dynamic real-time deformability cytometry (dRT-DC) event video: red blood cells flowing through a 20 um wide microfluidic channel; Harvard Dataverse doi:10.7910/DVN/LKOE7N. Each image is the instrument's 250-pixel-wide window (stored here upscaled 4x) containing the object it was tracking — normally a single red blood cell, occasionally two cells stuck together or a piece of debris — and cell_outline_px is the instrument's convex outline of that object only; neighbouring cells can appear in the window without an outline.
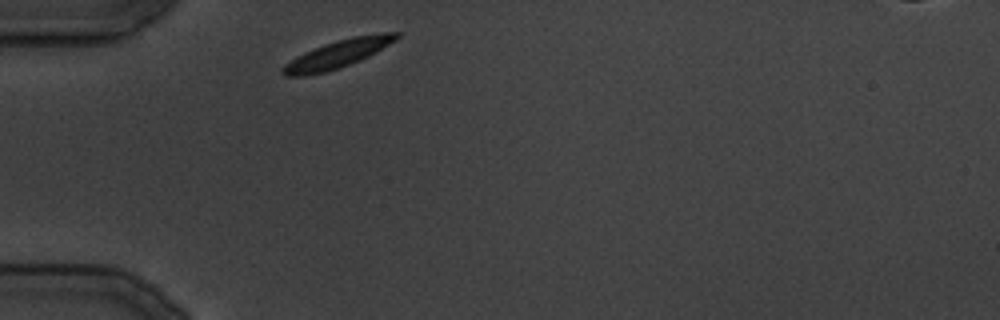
{"species": "common noctule bat (a hibernating species)", "species_latin": "Nyctalus noctula", "temperature_condition": "cold", "stored_images_in_passage": 21, "camera_frame_rate_fps": 3000, "um_per_image_px": 0.085, "animal": {"sex": "male", "body_mass_g": 19.5, "forearm_length_mm": 54.6}, "frame": {"image": 1, "passage_image": 1, "time_ms": 0.0, "image_size_px": [1000, 320], "cell_outline_px": [[400, 36], [396, 40], [368, 56], [348, 64], [324, 72], [304, 76], [284, 76], [280, 72], [284, 64], [324, 44], [336, 40], [352, 36], [384, 32], [400, 32]], "centroid_in_image_um": [28.73, 4.57], "position_along_channel_um": 56.3, "area_um2": 17.92}}
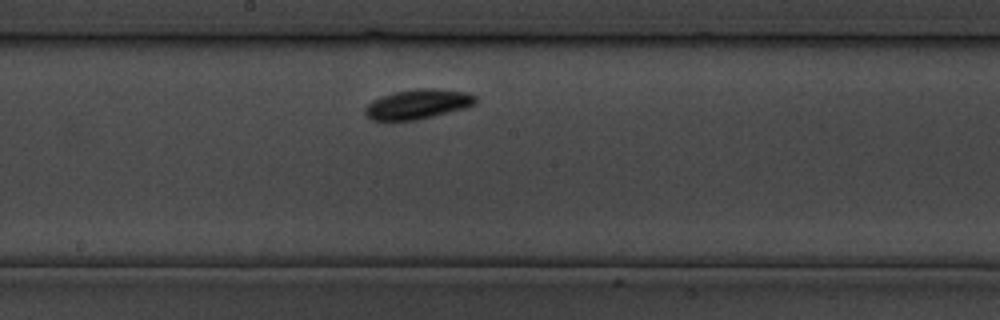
{"frame": {"image": 2, "passage_image": 10, "time_ms": 11.333, "image_size_px": [1000, 320], "cell_outline_px": [[476, 104], [464, 108], [420, 120], [372, 120], [364, 112], [364, 108], [372, 100], [380, 96], [396, 92], [420, 88], [432, 88], [468, 92], [476, 96]], "centroid_in_image_um": [35.53, 8.85], "position_along_channel_um": 212.7, "area_um2": 19.13}}
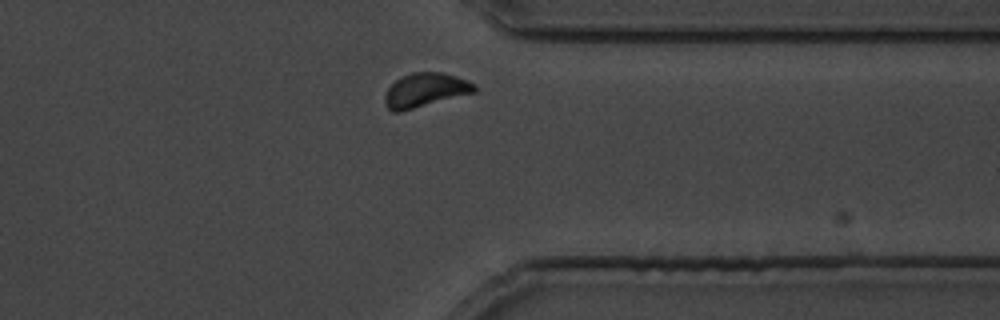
{"frame": {"image": 3, "passage_image": 19, "time_ms": 22.333, "image_size_px": [1000, 320], "cell_outline_px": [[476, 92], [400, 112], [392, 112], [388, 108], [384, 100], [384, 96], [388, 88], [400, 76], [412, 72], [440, 72], [456, 76], [468, 80], [476, 84]], "centroid_in_image_um": [36.15, 7.65], "position_along_channel_um": 375.3, "area_um2": 17.86}}